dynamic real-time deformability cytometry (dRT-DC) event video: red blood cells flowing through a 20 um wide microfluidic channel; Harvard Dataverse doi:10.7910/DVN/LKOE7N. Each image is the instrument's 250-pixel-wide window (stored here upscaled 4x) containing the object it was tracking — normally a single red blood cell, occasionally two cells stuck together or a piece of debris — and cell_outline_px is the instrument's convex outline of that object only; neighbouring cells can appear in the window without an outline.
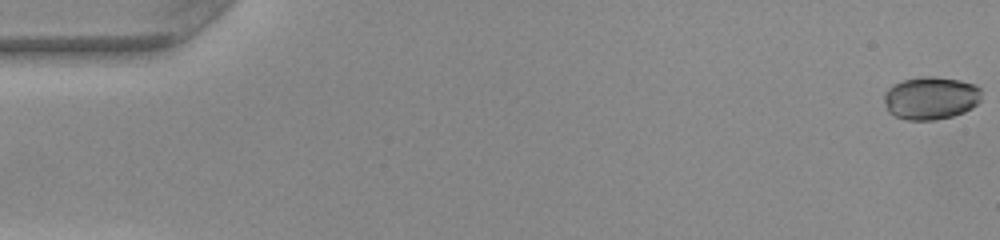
{"species": "common noctule bat (a hibernating species)", "species_latin": "Nyctalus noctula", "temperature_condition": "warm", "stored_images_in_passage": 51, "camera_frame_rate_fps": 3000, "um_per_image_px": 0.085, "animal": {"sex": "female", "body_mass_g": 22.0, "forearm_length_mm": 56.7}, "frame": {"image": 1, "passage_image": 1, "time_ms": 0.0, "image_size_px": [1000, 240], "cell_outline_px": [[980, 100], [972, 108], [964, 112], [952, 116], [932, 120], [908, 120], [896, 116], [888, 112], [884, 100], [884, 92], [892, 84], [900, 80], [920, 76], [932, 76], [960, 80], [972, 84], [980, 88]], "centroid_in_image_um": [79.07, 8.32], "position_along_channel_um": 5.9, "area_um2": 24.45}}
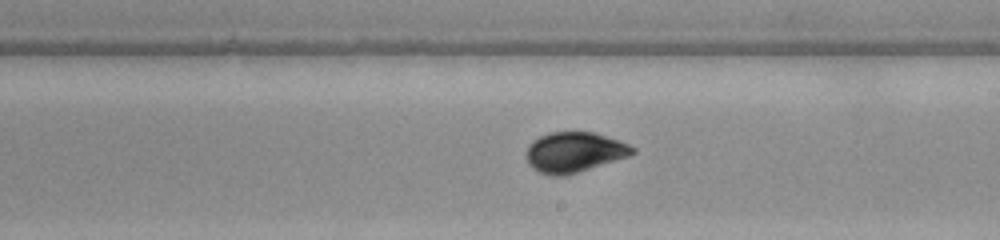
{"frame": {"image": 2, "passage_image": 30, "time_ms": 9.667, "image_size_px": [1000, 240], "cell_outline_px": [[636, 152], [628, 156], [564, 176], [552, 176], [540, 172], [532, 168], [528, 164], [528, 148], [532, 140], [548, 132], [592, 132], [620, 140], [636, 148]], "centroid_in_image_um": [48.82, 12.92], "position_along_channel_um": 240.2, "area_um2": 24.62}}
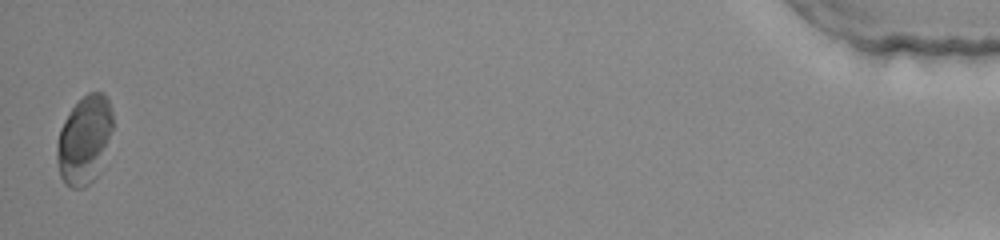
{"frame": {"image": 3, "passage_image": 51, "time_ms": 16.667, "image_size_px": [1000, 240], "cell_outline_px": [[112, 128], [104, 168], [84, 188], [72, 188], [64, 184], [60, 176], [56, 160], [56, 144], [60, 128], [68, 112], [88, 92], [104, 92], [108, 100], [112, 112]], "centroid_in_image_um": [7.18, 11.93], "position_along_channel_um": 428.0, "area_um2": 29.3}, "authors_computed_cell_mechanics": {"area_um2": 24.6806, "velocity_mm_per_s": 4.045, "shape_relaxation_time_tau1_ms": 3.4166, "shape_relaxation_time_tau2_ms": 0.8138, "deformation_change_tau1": 0.0993, "deformation_change_tau2": 0.0322}}